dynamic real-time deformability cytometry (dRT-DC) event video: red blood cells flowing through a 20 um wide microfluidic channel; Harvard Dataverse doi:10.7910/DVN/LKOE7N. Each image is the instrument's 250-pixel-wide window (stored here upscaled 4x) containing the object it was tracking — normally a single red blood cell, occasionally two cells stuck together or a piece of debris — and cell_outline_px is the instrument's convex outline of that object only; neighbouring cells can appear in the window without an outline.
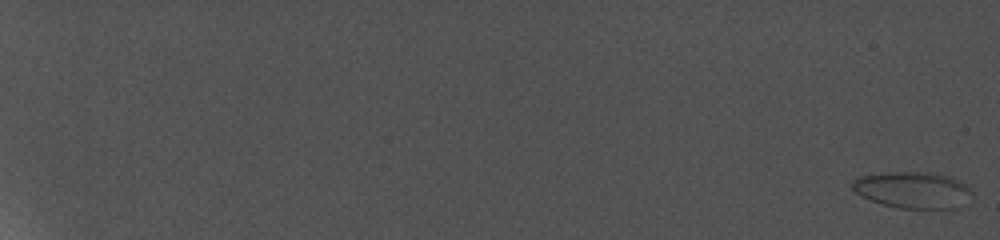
{"species": "common noctule bat (a hibernating species)", "species_latin": "Nyctalus noctula", "temperature_condition": "cold", "stored_images_in_passage": 21, "camera_frame_rate_fps": 5000, "um_per_image_px": 0.085, "animal": {"sex": "female", "body_mass_g": 19.0, "forearm_length_mm": 56.7}, "frame": {"image": 1, "passage_image": 1, "time_ms": 0.0, "image_size_px": [1000, 240], "cell_outline_px": [[960, 188], [944, 208], [900, 208], [884, 204], [872, 200], [856, 192], [852, 188], [852, 184], [856, 180], [864, 176], [936, 176], [948, 180], [956, 184]], "centroid_in_image_um": [77.12, 16.22], "position_along_channel_um": 7.9, "area_um2": 20.06}}
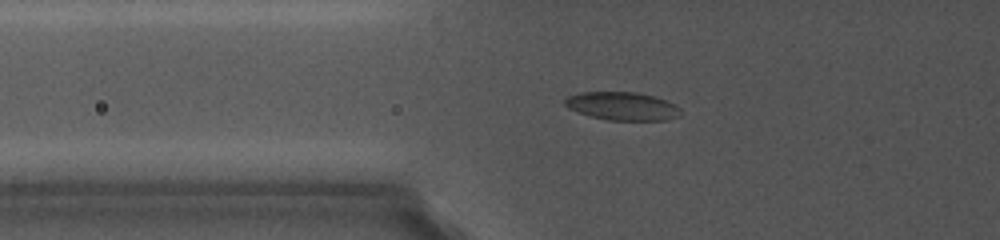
{"frame": {"image": 2, "passage_image": 12, "time_ms": 9.8, "image_size_px": [1000, 240], "cell_outline_px": [[676, 108], [672, 116], [664, 120], [608, 120], [592, 116], [580, 112], [564, 104], [564, 100], [568, 96], [584, 92], [632, 92], [652, 96], [664, 100], [672, 104]], "centroid_in_image_um": [52.77, 9.01], "position_along_channel_um": 73.0, "area_um2": 17.98}}
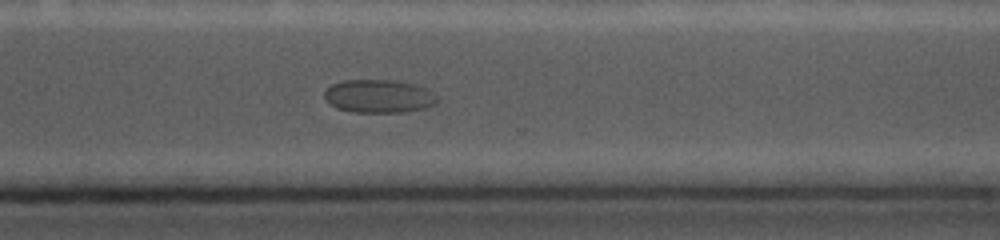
{"frame": {"image": 3, "passage_image": 21, "time_ms": 17.6, "image_size_px": [1000, 240], "cell_outline_px": [[436, 100], [432, 104], [420, 108], [400, 112], [352, 112], [336, 108], [324, 96], [324, 88], [332, 84], [344, 80], [388, 80], [412, 84], [424, 88]], "centroid_in_image_um": [32.06, 8.17], "position_along_channel_um": 338.5, "area_um2": 21.1}}